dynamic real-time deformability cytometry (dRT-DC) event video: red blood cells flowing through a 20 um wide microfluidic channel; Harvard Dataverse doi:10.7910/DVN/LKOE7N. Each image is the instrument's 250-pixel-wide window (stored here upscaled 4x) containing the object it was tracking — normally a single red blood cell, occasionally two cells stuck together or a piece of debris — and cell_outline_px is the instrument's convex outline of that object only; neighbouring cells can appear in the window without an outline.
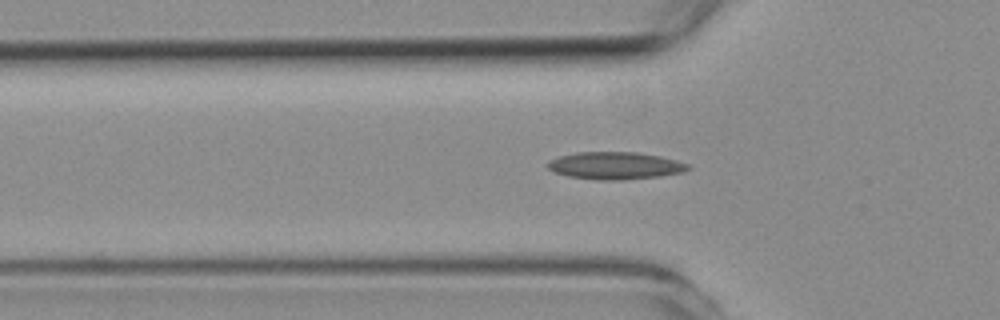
{"species": "common noctule bat (a hibernating species)", "species_latin": "Nyctalus noctula", "temperature_condition": "room temperature", "stored_images_in_passage": 53, "camera_frame_rate_fps": 3000, "um_per_image_px": 0.085, "animal": {"sex": "female", "body_mass_g": 19.3, "forearm_length_mm": 54.1}, "frame": {"image": 1, "passage_image": 16, "time_ms": 5.0, "image_size_px": [1000, 320], "cell_outline_px": [[692, 168], [684, 172], [660, 176], [624, 180], [596, 180], [568, 176], [552, 172], [548, 168], [548, 160], [560, 156], [576, 152], [636, 152], [660, 156], [676, 160], [688, 164]], "centroid_in_image_um": [52.29, 14.08], "position_along_channel_um": 73.5, "area_um2": 22.54}}
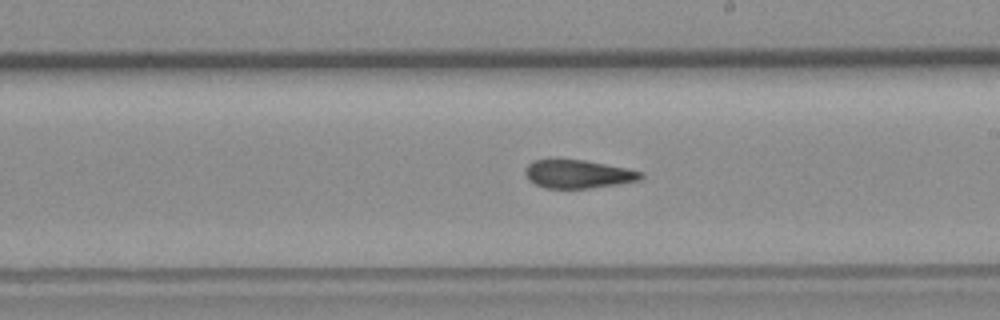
{"frame": {"image": 2, "passage_image": 29, "time_ms": 9.333, "image_size_px": [1000, 320], "cell_outline_px": [[644, 176], [640, 180], [616, 184], [588, 188], [544, 188], [528, 180], [524, 172], [524, 168], [532, 160], [584, 160], [628, 168], [644, 172]], "centroid_in_image_um": [49.13, 14.79], "position_along_channel_um": 239.9, "area_um2": 19.07}}
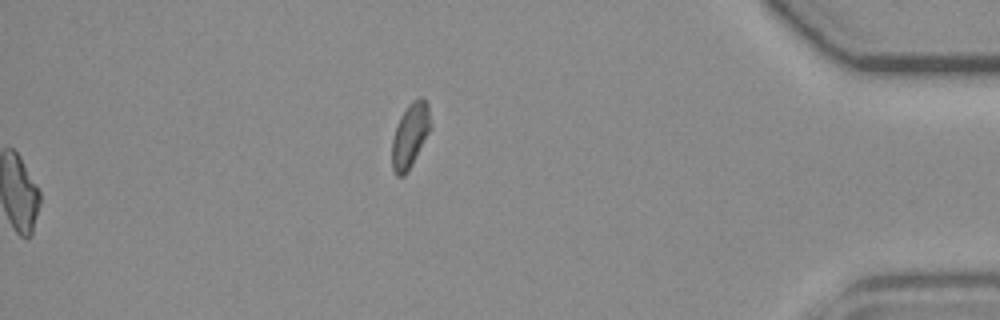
{"frame": {"image": 3, "passage_image": 53, "time_ms": 17.333, "image_size_px": [1000, 320], "cell_outline_px": [[432, 128], [408, 172], [404, 176], [396, 176], [392, 168], [392, 140], [396, 124], [400, 116], [408, 104], [412, 100], [420, 96], [424, 96], [428, 104], [432, 124]], "centroid_in_image_um": [34.88, 11.47], "position_along_channel_um": 400.3, "area_um2": 14.97}, "authors_computed_cell_mechanics": {"area_um2": 19.7676, "velocity_mm_per_s": 3.8276, "shape_relaxation_time_tau1_ms": null, "shape_relaxation_time_tau2_ms": 3.3698, "deformation_change_tau1": null, "deformation_change_tau2": 0.1151}}